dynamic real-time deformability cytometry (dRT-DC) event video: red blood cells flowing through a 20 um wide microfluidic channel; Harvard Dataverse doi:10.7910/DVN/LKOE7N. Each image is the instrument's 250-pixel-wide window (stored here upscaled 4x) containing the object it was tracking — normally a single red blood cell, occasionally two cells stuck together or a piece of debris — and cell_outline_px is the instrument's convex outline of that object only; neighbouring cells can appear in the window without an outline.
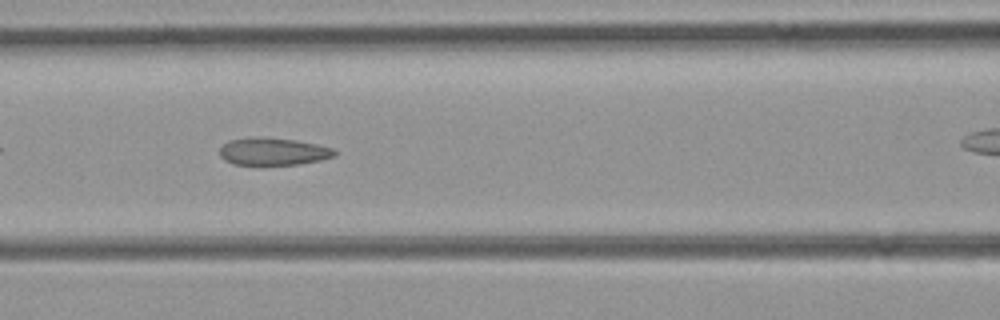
{"species": "common noctule bat (a hibernating species)", "species_latin": "Nyctalus noctula", "temperature_condition": "room temperature", "stored_images_in_passage": 27, "camera_frame_rate_fps": 3000, "um_per_image_px": 0.085, "animal": {"sex": "female", "body_mass_g": 21.9}, "frame": {"image": 1, "passage_image": 8, "time_ms": 2.333, "image_size_px": [1000, 320], "cell_outline_px": [[336, 156], [320, 160], [300, 164], [232, 164], [224, 160], [220, 156], [220, 148], [228, 140], [256, 136], [264, 136], [296, 140], [316, 144], [332, 148], [336, 152]], "centroid_in_image_um": [23.2, 12.86], "position_along_channel_um": 143.4, "area_um2": 18.44}}
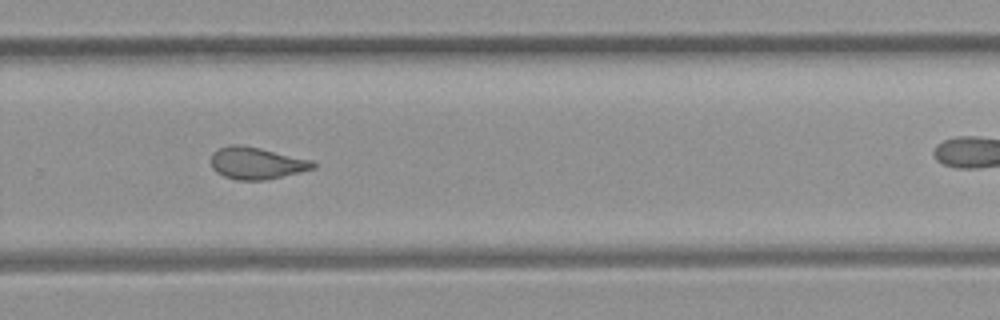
{"frame": {"image": 2, "passage_image": 20, "time_ms": 6.333, "image_size_px": [1000, 320], "cell_outline_px": [[316, 168], [264, 180], [236, 180], [224, 176], [216, 172], [212, 168], [212, 152], [220, 148], [232, 144], [240, 144], [260, 148], [312, 160], [316, 164]], "centroid_in_image_um": [21.8, 13.86], "position_along_channel_um": 308.0, "area_um2": 18.9}}
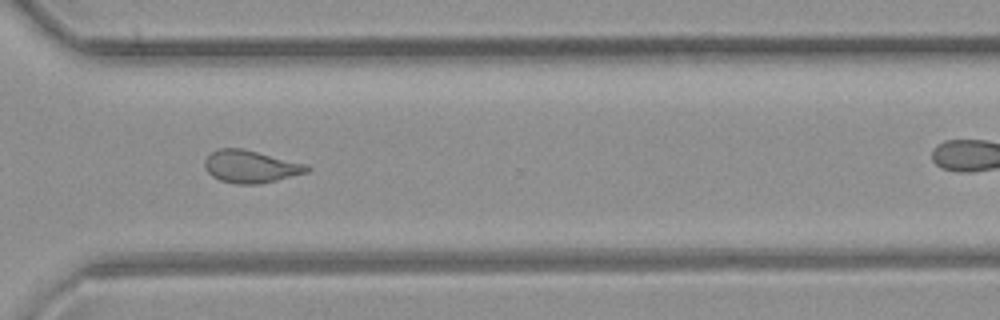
{"frame": {"image": 3, "passage_image": 23, "time_ms": 7.333, "image_size_px": [1000, 320], "cell_outline_px": [[312, 168], [308, 172], [260, 184], [236, 184], [220, 180], [212, 176], [204, 168], [204, 160], [212, 152], [220, 148], [244, 148], [308, 164]], "centroid_in_image_um": [21.32, 14.15], "position_along_channel_um": 349.3, "area_um2": 19.54}}